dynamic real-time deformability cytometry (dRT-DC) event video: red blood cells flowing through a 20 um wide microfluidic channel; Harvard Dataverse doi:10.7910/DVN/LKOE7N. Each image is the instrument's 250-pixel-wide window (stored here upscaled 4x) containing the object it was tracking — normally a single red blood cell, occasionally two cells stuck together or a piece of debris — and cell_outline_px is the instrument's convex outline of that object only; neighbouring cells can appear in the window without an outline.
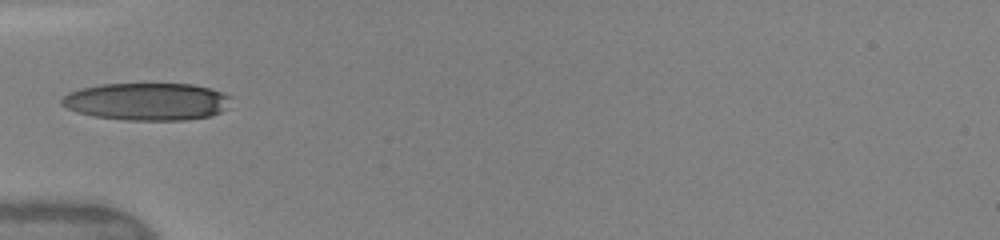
{"species": "human", "species_latin": "Homo sapiens", "temperature_condition": "warm", "stored_images_in_passage": 23, "camera_frame_rate_fps": 3000, "um_per_image_px": 0.085, "donor": {"sex": "female"}, "frame": {"image": 1, "passage_image": 7, "time_ms": 4.333, "image_size_px": [1000, 240], "cell_outline_px": [[232, 96], [228, 108], [212, 116], [184, 120], [128, 120], [92, 116], [76, 112], [60, 104], [60, 100], [68, 92], [80, 88], [100, 84], [192, 84], [208, 88]], "centroid_in_image_um": [12.48, 8.63], "position_along_channel_um": 72.5, "area_um2": 37.17}}
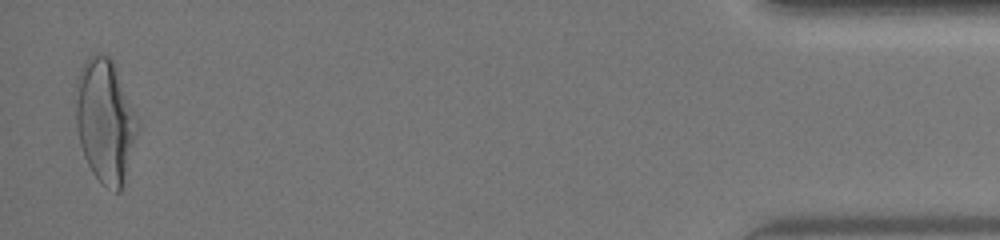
{"frame": {"image": 2, "passage_image": 23, "time_ms": 14.667, "image_size_px": [1000, 240], "cell_outline_px": [[140, 124], [124, 180], [120, 192], [116, 192], [104, 184], [92, 172], [84, 156], [80, 144], [76, 124], [76, 76], [80, 68], [88, 56], [96, 52], [100, 52], [108, 56], [116, 64]], "centroid_in_image_um": [8.94, 10.19], "position_along_channel_um": 426.3, "area_um2": 44.74}, "authors_computed_cell_mechanics": {"area_um2": 36.703, "velocity_mm_per_s": 4.1551, "shape_relaxation_time_tau1_ms": 3.5864, "shape_relaxation_time_tau2_ms": null, "deformation_change_tau1": 0.1741, "deformation_change_tau2": null}}